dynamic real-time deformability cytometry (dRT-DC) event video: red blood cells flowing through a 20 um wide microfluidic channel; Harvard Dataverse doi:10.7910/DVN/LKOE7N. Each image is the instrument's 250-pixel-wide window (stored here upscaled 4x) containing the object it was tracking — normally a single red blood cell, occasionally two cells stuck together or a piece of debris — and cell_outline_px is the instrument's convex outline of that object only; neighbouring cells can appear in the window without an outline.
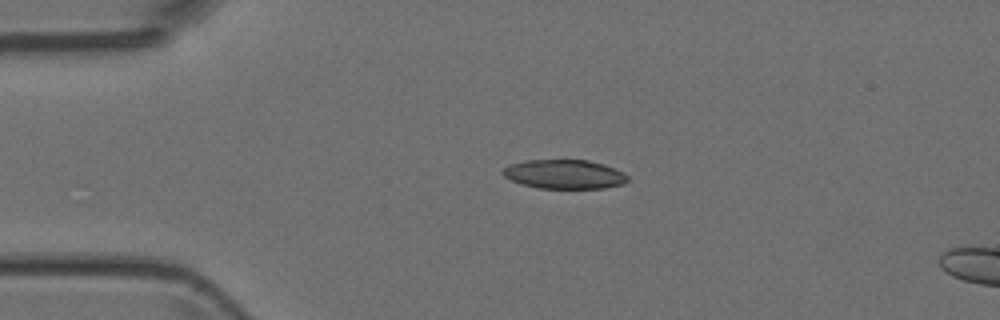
{"species": "Egyptian fruit bat (a non-hibernating species)", "species_latin": "Rousettus aegyptiacus", "temperature_condition": "room temperature", "stored_images_in_passage": 4, "camera_frame_rate_fps": 3000, "um_per_image_px": 0.085, "animal": {"sex": "female"}, "frame": {"image": 1, "passage_image": 2, "time_ms": 2.0, "image_size_px": [1000, 320], "cell_outline_px": [[628, 180], [624, 184], [604, 188], [540, 188], [520, 184], [504, 176], [500, 172], [508, 164], [524, 160], [588, 160], [604, 164], [624, 172], [628, 176]], "centroid_in_image_um": [47.96, 14.8], "position_along_channel_um": 37.0, "area_um2": 21.33}}